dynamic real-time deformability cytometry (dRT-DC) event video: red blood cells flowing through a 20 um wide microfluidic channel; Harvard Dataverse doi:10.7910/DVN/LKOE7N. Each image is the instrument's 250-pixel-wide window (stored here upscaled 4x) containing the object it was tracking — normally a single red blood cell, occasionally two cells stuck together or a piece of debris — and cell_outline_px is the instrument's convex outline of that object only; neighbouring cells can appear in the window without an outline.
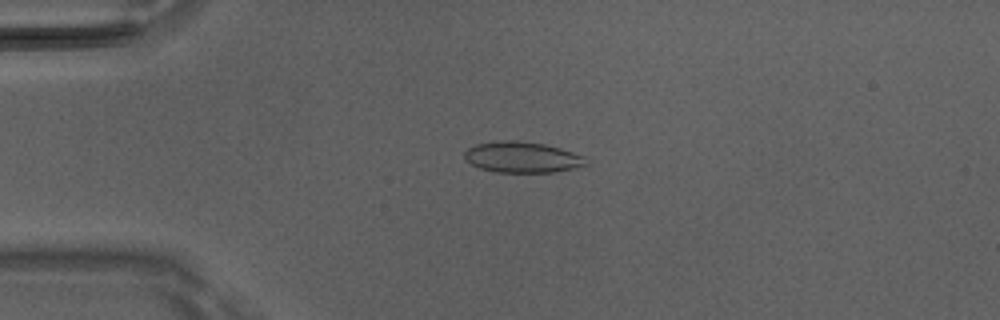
{"species": "Egyptian fruit bat (a non-hibernating species)", "species_latin": "Rousettus aegyptiacus", "temperature_condition": "room temperature", "stored_images_in_passage": 6, "camera_frame_rate_fps": 3000, "um_per_image_px": 0.085, "animal": {"sex": "male"}, "frame": {"image": 1, "passage_image": 4, "time_ms": 1.0, "image_size_px": [1000, 320], "cell_outline_px": [[588, 164], [572, 168], [552, 172], [496, 172], [480, 168], [472, 164], [464, 156], [464, 152], [468, 148], [476, 144], [500, 140], [516, 140], [544, 144], [560, 148], [584, 156], [588, 160]], "centroid_in_image_um": [44.39, 13.35], "position_along_channel_um": 40.6, "area_um2": 21.73}}